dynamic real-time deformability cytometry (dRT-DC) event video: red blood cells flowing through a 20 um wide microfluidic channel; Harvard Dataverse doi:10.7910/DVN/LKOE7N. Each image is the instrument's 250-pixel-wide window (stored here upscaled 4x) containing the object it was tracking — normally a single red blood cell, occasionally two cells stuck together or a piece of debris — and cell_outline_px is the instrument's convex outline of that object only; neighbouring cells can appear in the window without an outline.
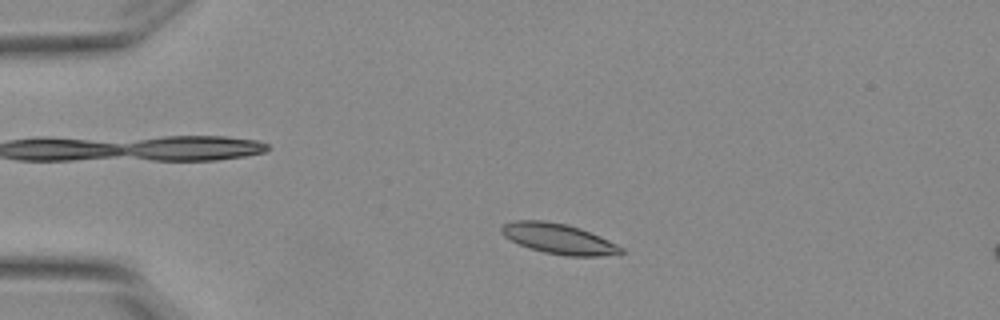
{"species": "Egyptian fruit bat (a non-hibernating species)", "species_latin": "Rousettus aegyptiacus", "temperature_condition": "warm", "stored_images_in_passage": 4, "camera_frame_rate_fps": 3000, "um_per_image_px": 0.085, "animal": {"sex": "female"}, "frame": {"image": 1, "passage_image": 3, "time_ms": 0.667, "image_size_px": [1000, 320], "cell_outline_px": [[624, 252], [620, 256], [568, 256], [544, 252], [520, 244], [504, 236], [500, 232], [500, 228], [504, 224], [516, 220], [544, 220], [568, 224], [580, 228], [600, 236], [624, 248]], "centroid_in_image_um": [47.55, 20.3], "position_along_channel_um": 37.5, "area_um2": 21.21}}